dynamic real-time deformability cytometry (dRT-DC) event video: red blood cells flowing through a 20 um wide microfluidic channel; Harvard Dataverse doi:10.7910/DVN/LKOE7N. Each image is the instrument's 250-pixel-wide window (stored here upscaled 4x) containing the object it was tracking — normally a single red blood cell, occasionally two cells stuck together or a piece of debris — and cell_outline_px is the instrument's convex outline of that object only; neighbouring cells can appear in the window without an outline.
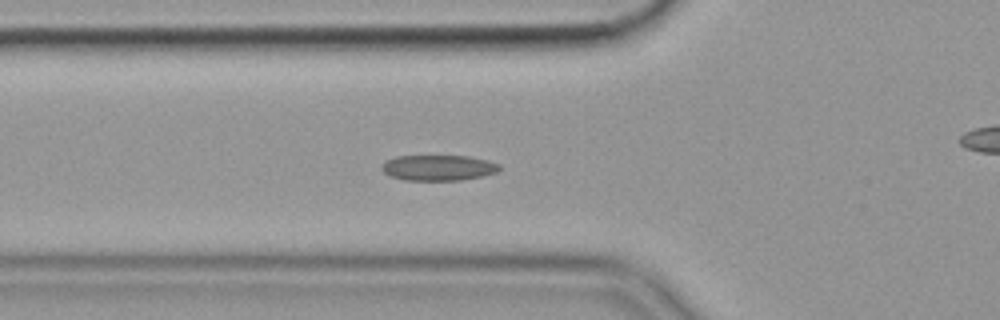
{"species": "common noctule bat (a hibernating species)", "species_latin": "Nyctalus noctula", "temperature_condition": "cold", "stored_images_in_passage": 45, "camera_frame_rate_fps": 3000, "um_per_image_px": 0.085, "animal": {"sex": "female", "body_mass_g": 19.9}, "frame": {"image": 1, "passage_image": 7, "time_ms": 2.0, "image_size_px": [1000, 320], "cell_outline_px": [[500, 168], [496, 172], [484, 176], [460, 180], [404, 180], [392, 176], [384, 172], [380, 168], [380, 164], [384, 160], [396, 156], [468, 156], [488, 160], [500, 164]], "centroid_in_image_um": [37.24, 14.25], "position_along_channel_um": 88.6, "area_um2": 17.69}, "authors_computed_cell_mechanics": {"area_um2": 17.5134, "velocity_mm_per_s": 3.5471, "shape_relaxation_time_tau1_ms": null, "shape_relaxation_time_tau2_ms": 3.7602, "deformation_change_tau1": null, "deformation_change_tau2": 0.0967}}